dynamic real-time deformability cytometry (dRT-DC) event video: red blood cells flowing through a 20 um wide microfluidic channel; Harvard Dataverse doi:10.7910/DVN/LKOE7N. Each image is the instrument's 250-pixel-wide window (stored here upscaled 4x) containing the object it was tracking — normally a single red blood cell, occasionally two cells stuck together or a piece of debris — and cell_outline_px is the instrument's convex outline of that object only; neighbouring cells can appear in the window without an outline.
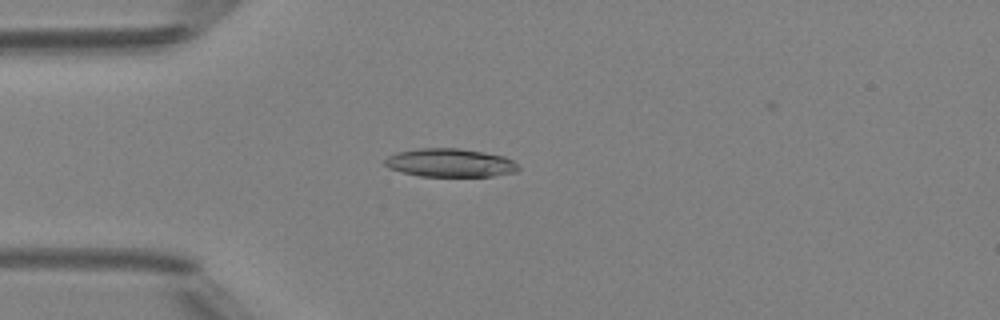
{"species": "Egyptian fruit bat (a non-hibernating species)", "species_latin": "Rousettus aegyptiacus", "temperature_condition": "room temperature", "stored_images_in_passage": 38, "camera_frame_rate_fps": 3000, "um_per_image_px": 0.085, "animal": {"sex": "female"}, "frame": {"image": 1, "passage_image": 9, "time_ms": 2.667, "image_size_px": [1000, 320], "cell_outline_px": [[520, 168], [516, 172], [492, 176], [420, 176], [388, 168], [384, 164], [384, 160], [388, 156], [396, 152], [416, 148], [460, 148], [504, 156], [512, 160]], "centroid_in_image_um": [38.24, 13.83], "position_along_channel_um": 46.8, "area_um2": 22.08}}
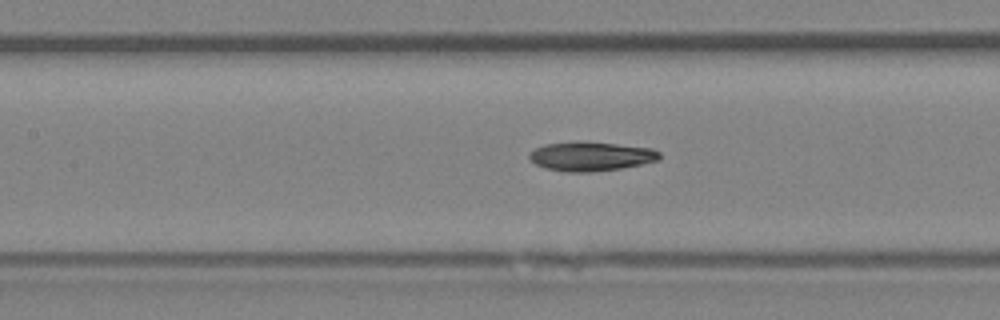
{"frame": {"image": 2, "passage_image": 18, "time_ms": 5.667, "image_size_px": [1000, 320], "cell_outline_px": [[660, 160], [620, 168], [592, 172], [564, 172], [544, 168], [536, 164], [528, 156], [528, 152], [544, 144], [576, 140], [616, 144], [652, 148], [660, 152]], "centroid_in_image_um": [50.19, 13.28], "position_along_channel_um": 157.2, "area_um2": 22.37}}
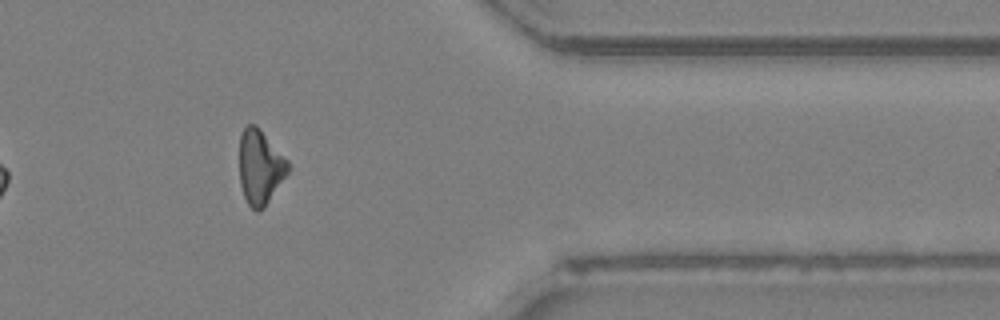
{"frame": {"image": 3, "passage_image": 36, "time_ms": 11.667, "image_size_px": [1000, 320], "cell_outline_px": [[292, 168], [264, 208], [256, 212], [248, 204], [244, 196], [240, 184], [240, 136], [244, 128], [248, 124], [256, 124], [260, 128], [288, 160]], "centroid_in_image_um": [22.14, 14.2], "position_along_channel_um": 389.3, "area_um2": 21.33}, "authors_computed_cell_mechanics": {"area_um2": 22.253, "velocity_mm_per_s": 4.202, "shape_relaxation_time_tau1_ms": 9.6763, "shape_relaxation_time_tau2_ms": null, "deformation_change_tau1": 0.2181, "deformation_change_tau2": null}}